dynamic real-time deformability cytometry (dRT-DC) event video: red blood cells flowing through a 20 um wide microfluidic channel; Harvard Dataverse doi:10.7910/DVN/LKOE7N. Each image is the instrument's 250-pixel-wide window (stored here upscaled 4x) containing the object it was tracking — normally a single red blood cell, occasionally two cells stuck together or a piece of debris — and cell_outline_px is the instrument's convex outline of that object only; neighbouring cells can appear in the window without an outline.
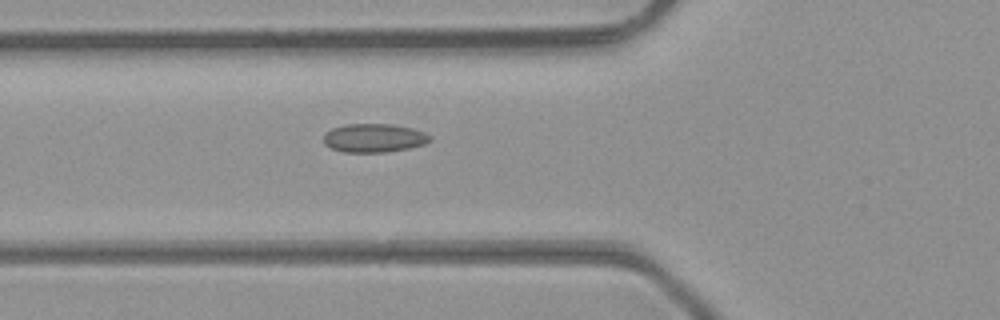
{"species": "common noctule bat (a hibernating species)", "species_latin": "Nyctalus noctula", "temperature_condition": "room temperature", "stored_images_in_passage": 24, "camera_frame_rate_fps": 3000, "um_per_image_px": 0.085, "animal": {"sex": "male", "body_mass_g": 23.1, "forearm_length_mm": 52.7}, "frame": {"image": 1, "passage_image": 2, "time_ms": 0.333, "image_size_px": [1000, 320], "cell_outline_px": [[432, 140], [424, 144], [408, 148], [384, 152], [344, 152], [332, 148], [324, 144], [324, 132], [332, 128], [344, 124], [392, 124], [412, 128], [424, 132]], "centroid_in_image_um": [31.75, 11.72], "position_along_channel_um": 94.0, "area_um2": 17.69}}
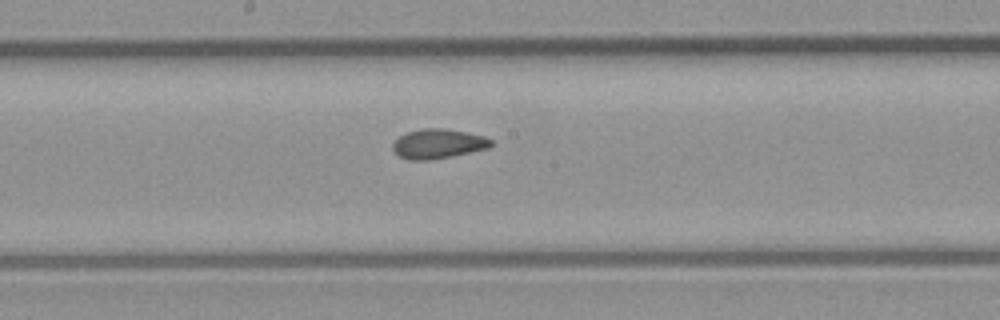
{"frame": {"image": 2, "passage_image": 10, "time_ms": 3.0, "image_size_px": [1000, 320], "cell_outline_px": [[492, 144], [488, 148], [452, 156], [428, 160], [408, 160], [400, 156], [392, 148], [392, 144], [400, 136], [408, 132], [424, 128], [444, 128], [484, 136], [492, 140]], "centroid_in_image_um": [37.23, 12.22], "position_along_channel_um": 211.0, "area_um2": 16.7}}
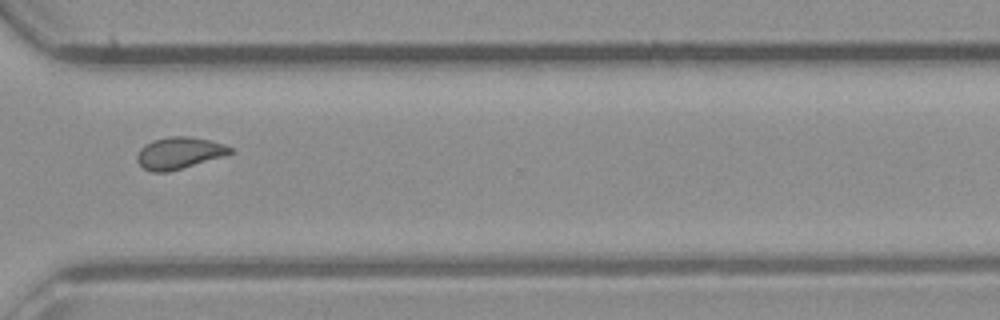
{"frame": {"image": 3, "passage_image": 20, "time_ms": 6.333, "image_size_px": [1000, 320], "cell_outline_px": [[236, 152], [224, 156], [168, 172], [152, 172], [144, 168], [136, 160], [136, 156], [140, 148], [144, 144], [152, 140], [168, 136], [192, 136], [212, 140], [224, 144], [232, 148]], "centroid_in_image_um": [15.24, 12.99], "position_along_channel_um": 355.4, "area_um2": 17.51}}